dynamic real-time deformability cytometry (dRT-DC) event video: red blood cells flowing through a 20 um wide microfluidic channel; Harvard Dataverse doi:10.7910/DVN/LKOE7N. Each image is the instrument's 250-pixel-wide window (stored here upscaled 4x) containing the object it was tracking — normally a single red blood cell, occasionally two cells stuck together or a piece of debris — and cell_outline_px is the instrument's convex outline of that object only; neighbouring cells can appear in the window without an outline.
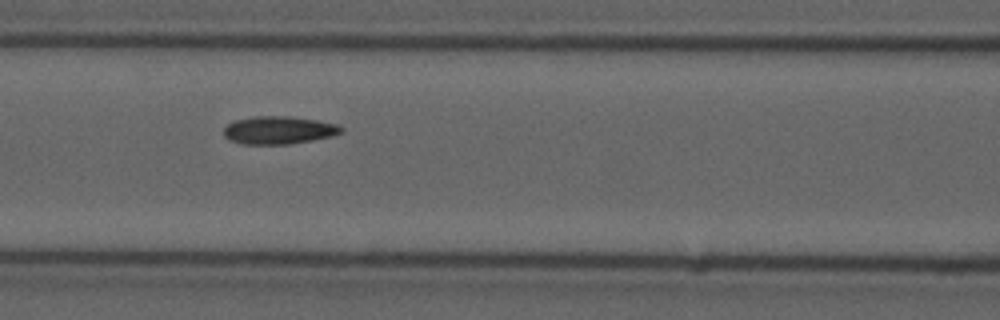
{"species": "common noctule bat (a hibernating species)", "species_latin": "Nyctalus noctula", "temperature_condition": "cold", "stored_images_in_passage": 13, "camera_frame_rate_fps": 3000, "um_per_image_px": 0.085, "animal": {"sex": "male", "forearm_length_mm": 52.5}, "frame": {"image": 1, "passage_image": 6, "time_ms": 1.667, "image_size_px": [1000, 320], "cell_outline_px": [[344, 132], [332, 136], [312, 140], [288, 144], [240, 144], [228, 140], [224, 136], [224, 128], [228, 124], [236, 120], [256, 116], [288, 116], [316, 120], [336, 124], [344, 128]], "centroid_in_image_um": [23.69, 11.07], "position_along_channel_um": 142.9, "area_um2": 19.07}}
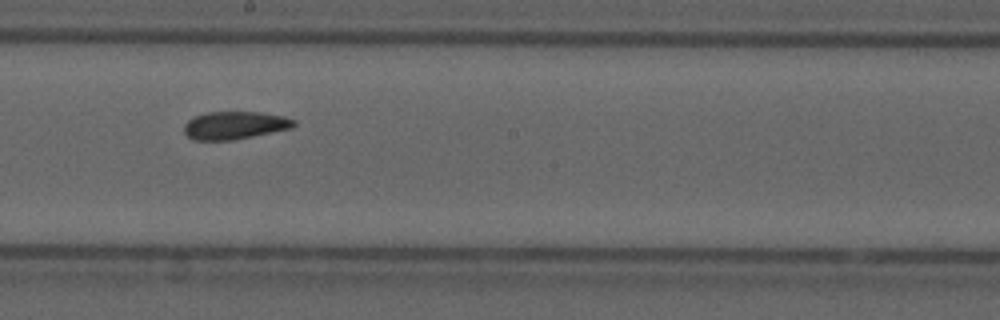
{"frame": {"image": 2, "passage_image": 8, "time_ms": 2.333, "image_size_px": [1000, 320], "cell_outline_px": [[296, 124], [292, 128], [232, 140], [192, 140], [184, 132], [184, 124], [188, 120], [196, 116], [208, 112], [260, 112], [284, 116], [296, 120]], "centroid_in_image_um": [19.96, 10.65], "position_along_channel_um": 228.2, "area_um2": 17.74}}
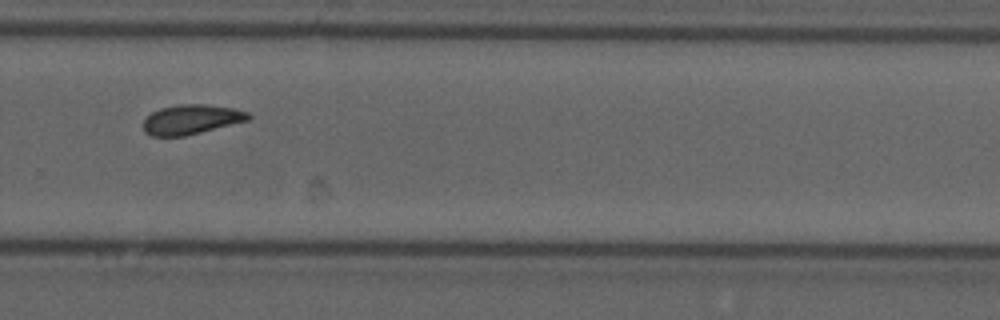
{"frame": {"image": 3, "passage_image": 10, "time_ms": 3.0, "image_size_px": [1000, 320], "cell_outline_px": [[252, 116], [248, 120], [184, 136], [152, 136], [144, 132], [144, 120], [152, 112], [160, 108], [180, 104], [204, 104], [232, 108], [248, 112]], "centroid_in_image_um": [16.25, 10.15], "position_along_channel_um": 313.6, "area_um2": 17.92}}